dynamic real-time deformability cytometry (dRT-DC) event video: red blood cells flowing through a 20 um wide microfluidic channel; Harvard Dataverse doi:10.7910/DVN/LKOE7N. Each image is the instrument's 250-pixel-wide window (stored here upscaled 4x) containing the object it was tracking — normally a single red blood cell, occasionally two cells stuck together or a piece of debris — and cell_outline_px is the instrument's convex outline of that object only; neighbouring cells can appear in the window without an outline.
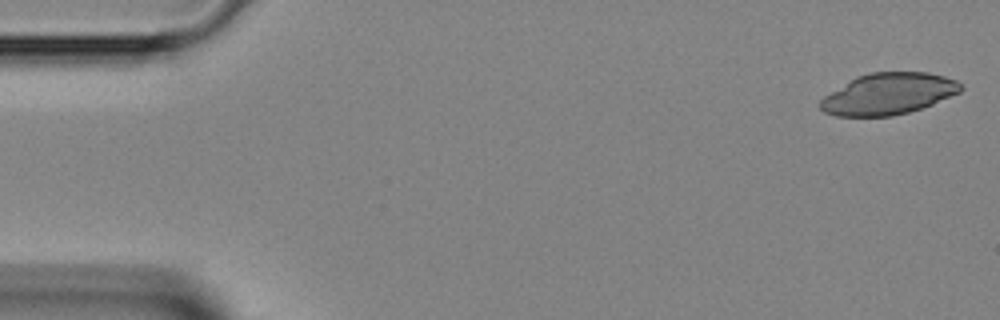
{"species": "Egyptian fruit bat (a non-hibernating species)", "species_latin": "Rousettus aegyptiacus", "temperature_condition": "room temperature", "stored_images_in_passage": 15, "camera_frame_rate_fps": 3000, "um_per_image_px": 0.085, "animal": {"sex": "female"}, "frame": {"image": 1, "passage_image": 1, "time_ms": 0.0, "image_size_px": [1000, 320], "cell_outline_px": [[964, 88], [960, 92], [932, 104], [908, 112], [892, 116], [836, 116], [824, 112], [820, 108], [820, 100], [824, 96], [856, 76], [872, 72], [928, 72], [944, 76], [956, 80]], "centroid_in_image_um": [75.51, 7.97], "position_along_channel_um": 9.5, "area_um2": 33.76}}